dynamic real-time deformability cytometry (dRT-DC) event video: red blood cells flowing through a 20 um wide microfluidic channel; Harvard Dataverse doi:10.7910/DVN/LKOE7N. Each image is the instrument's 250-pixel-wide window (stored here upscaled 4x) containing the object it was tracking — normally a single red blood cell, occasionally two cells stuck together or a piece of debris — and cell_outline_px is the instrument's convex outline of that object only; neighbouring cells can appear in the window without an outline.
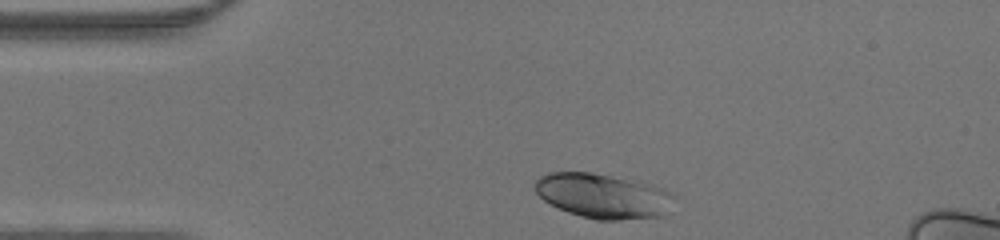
{"species": "human", "species_latin": "Homo sapiens", "temperature_condition": "warm", "stored_images_in_passage": 29, "camera_frame_rate_fps": 3000, "um_per_image_px": 0.085, "donor": {"sex": "male"}, "frame": {"image": 1, "passage_image": 1, "time_ms": 0.0, "image_size_px": [1000, 240], "cell_outline_px": [[676, 196], [664, 216], [620, 220], [596, 220], [580, 216], [568, 212], [544, 200], [536, 192], [532, 184], [540, 176], [548, 172], [592, 172], [652, 184], [664, 188], [672, 192]], "centroid_in_image_um": [51.28, 16.65], "position_along_channel_um": 33.7, "area_um2": 36.53}}
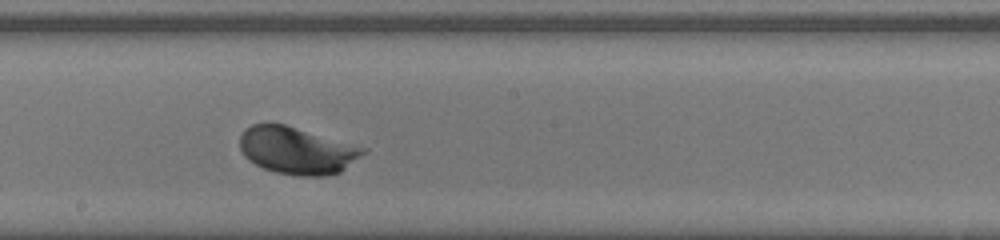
{"frame": {"image": 2, "passage_image": 17, "time_ms": 5.333, "image_size_px": [1000, 240], "cell_outline_px": [[368, 152], [340, 172], [328, 176], [296, 176], [276, 172], [264, 168], [248, 160], [244, 156], [240, 148], [240, 136], [244, 128], [252, 124], [284, 124], [368, 148]], "centroid_in_image_um": [25.26, 12.8], "position_along_channel_um": 222.9, "area_um2": 34.04}}
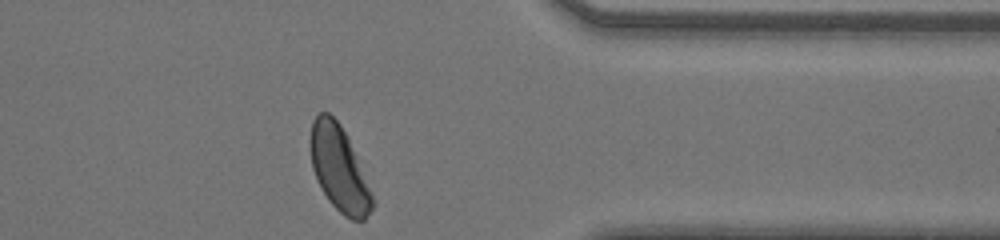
{"frame": {"image": 3, "passage_image": 29, "time_ms": 9.333, "image_size_px": [1000, 240], "cell_outline_px": [[376, 204], [364, 220], [352, 220], [344, 216], [328, 200], [316, 180], [312, 168], [308, 144], [308, 140], [312, 120], [320, 112], [328, 112], [340, 124], [356, 156]], "centroid_in_image_um": [28.78, 14.34], "position_along_channel_um": 382.6, "area_um2": 30.75}}